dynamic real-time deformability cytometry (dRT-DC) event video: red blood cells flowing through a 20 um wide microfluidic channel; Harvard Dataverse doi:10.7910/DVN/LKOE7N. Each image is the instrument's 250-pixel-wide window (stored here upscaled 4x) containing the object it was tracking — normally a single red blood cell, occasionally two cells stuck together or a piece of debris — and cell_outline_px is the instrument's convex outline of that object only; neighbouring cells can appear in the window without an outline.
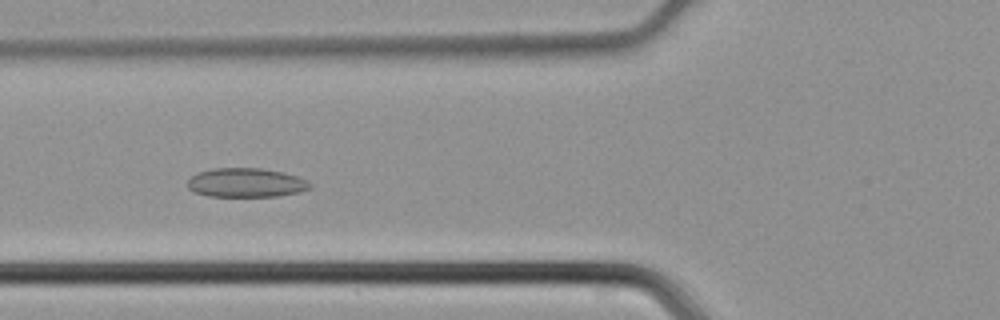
{"species": "common noctule bat (a hibernating species)", "species_latin": "Nyctalus noctula", "temperature_condition": "cold", "stored_images_in_passage": 34, "camera_frame_rate_fps": 3000, "um_per_image_px": 0.085, "animal": {"sex": "male", "body_mass_g": 21.5, "forearm_length_mm": 52.0}, "frame": {"image": 1, "passage_image": 13, "time_ms": 4.0, "image_size_px": [1000, 320], "cell_outline_px": [[312, 188], [300, 192], [276, 196], [208, 196], [192, 192], [188, 188], [188, 180], [192, 176], [200, 172], [212, 168], [260, 168], [284, 172], [308, 180], [312, 184]], "centroid_in_image_um": [20.94, 15.53], "position_along_channel_um": 104.9, "area_um2": 20.87}}
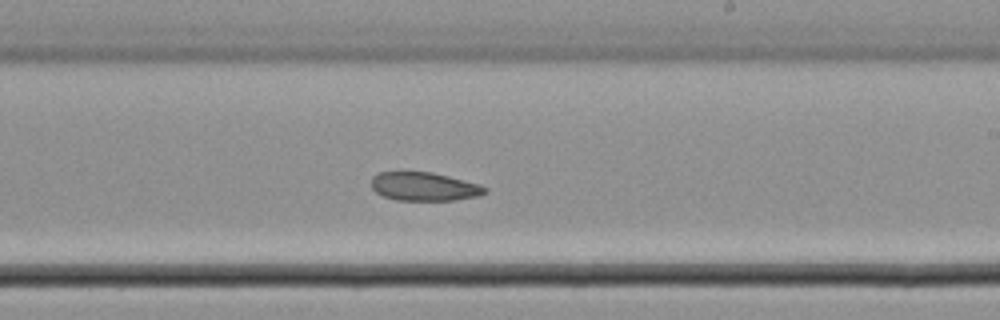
{"frame": {"image": 2, "passage_image": 23, "time_ms": 7.333, "image_size_px": [1000, 320], "cell_outline_px": [[488, 192], [480, 196], [456, 200], [396, 200], [384, 196], [376, 192], [372, 188], [372, 176], [380, 172], [432, 172], [480, 184], [488, 188]], "centroid_in_image_um": [36.1, 15.86], "position_along_channel_um": 252.9, "area_um2": 18.96}}
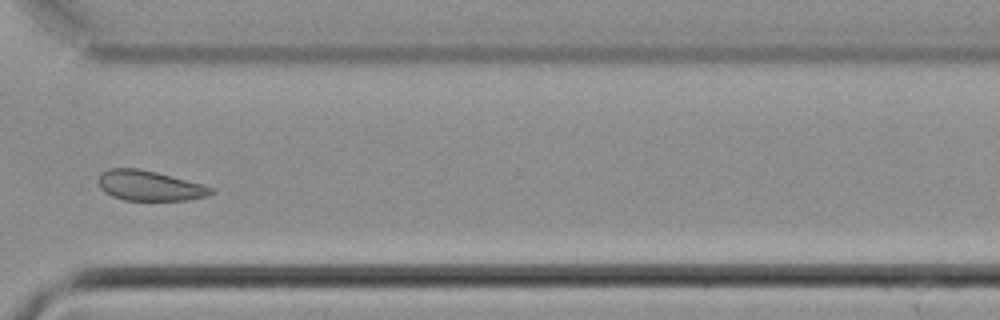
{"frame": {"image": 3, "passage_image": 30, "time_ms": 9.667, "image_size_px": [1000, 320], "cell_outline_px": [[216, 192], [208, 196], [188, 200], [124, 200], [112, 196], [104, 192], [100, 188], [100, 176], [108, 168], [136, 168], [156, 172], [204, 184], [212, 188]], "centroid_in_image_um": [12.76, 15.79], "position_along_channel_um": 357.8, "area_um2": 19.71}}